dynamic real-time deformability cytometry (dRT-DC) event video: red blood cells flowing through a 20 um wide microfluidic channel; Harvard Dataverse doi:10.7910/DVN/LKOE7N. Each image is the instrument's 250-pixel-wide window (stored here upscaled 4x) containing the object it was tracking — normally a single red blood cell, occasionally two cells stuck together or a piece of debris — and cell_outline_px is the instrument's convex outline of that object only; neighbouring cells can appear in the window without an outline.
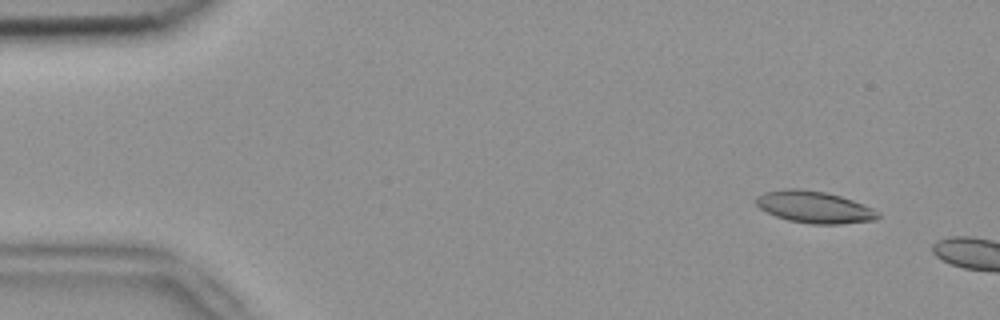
{"species": "common noctule bat (a hibernating species)", "species_latin": "Nyctalus noctula", "temperature_condition": "room temperature", "stored_images_in_passage": 3, "camera_frame_rate_fps": 3000, "um_per_image_px": 0.085, "animal": {"sex": "female", "body_mass_g": 18.4}, "frame": {"image": 1, "passage_image": 2, "time_ms": 0.333, "image_size_px": [1000, 320], "cell_outline_px": [[880, 216], [876, 220], [840, 224], [812, 224], [788, 220], [776, 216], [760, 208], [756, 204], [756, 196], [764, 192], [784, 188], [800, 188], [824, 192], [840, 196], [852, 200], [872, 208], [880, 212]], "centroid_in_image_um": [69.22, 17.6], "position_along_channel_um": 15.8, "area_um2": 22.66}}